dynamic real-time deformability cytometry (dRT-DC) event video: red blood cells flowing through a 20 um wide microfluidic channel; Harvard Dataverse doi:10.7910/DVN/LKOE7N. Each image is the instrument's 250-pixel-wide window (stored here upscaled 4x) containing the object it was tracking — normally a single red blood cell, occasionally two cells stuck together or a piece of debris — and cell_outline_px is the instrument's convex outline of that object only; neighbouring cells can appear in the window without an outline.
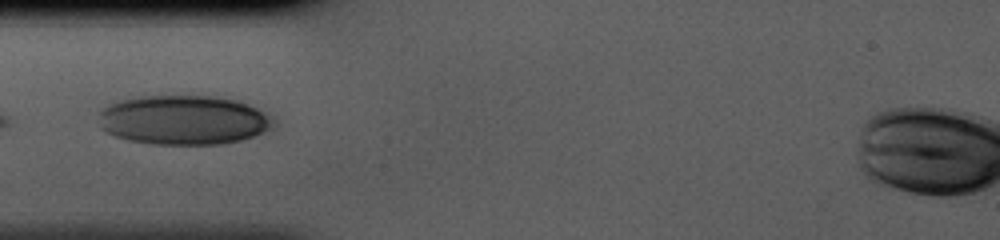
{"species": "human", "species_latin": "Homo sapiens", "temperature_condition": "cold", "stored_images_in_passage": 30, "camera_frame_rate_fps": 3000, "um_per_image_px": 0.085, "donor": {"sex": "male"}, "frame": {"image": 1, "passage_image": 1, "time_ms": 0.0, "image_size_px": [1000, 240], "cell_outline_px": [[276, 128], [240, 140], [224, 144], [152, 144], [128, 140], [116, 136], [100, 128], [100, 112], [104, 108], [120, 100], [144, 96], [212, 96], [236, 100], [248, 104], [276, 116]], "centroid_in_image_um": [15.7, 10.2], "position_along_channel_um": 69.3, "area_um2": 50.58}}
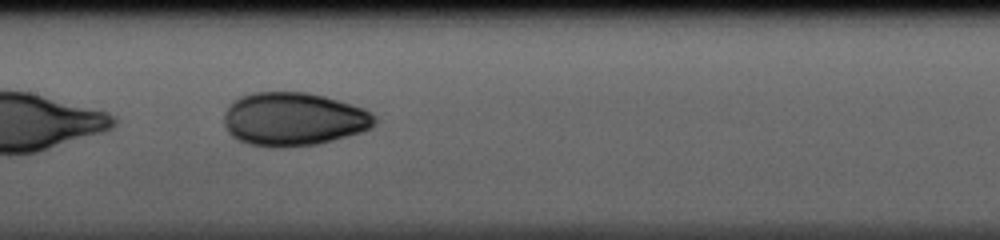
{"frame": {"image": 2, "passage_image": 9, "time_ms": 2.667, "image_size_px": [1000, 240], "cell_outline_px": [[376, 124], [372, 128], [360, 132], [332, 140], [316, 144], [284, 148], [272, 148], [248, 144], [232, 136], [224, 128], [224, 112], [228, 104], [240, 96], [252, 92], [308, 92], [324, 96], [352, 104], [364, 108], [376, 116]], "centroid_in_image_um": [24.93, 10.13], "position_along_channel_um": 182.5, "area_um2": 47.4}}
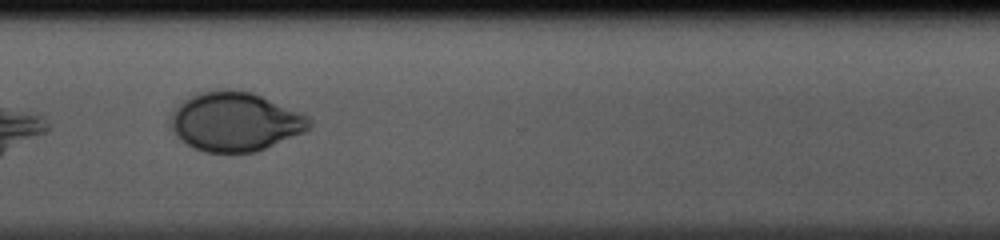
{"frame": {"image": 3, "passage_image": 21, "time_ms": 6.667, "image_size_px": [1000, 240], "cell_outline_px": [[312, 128], [304, 132], [256, 152], [204, 152], [188, 144], [172, 128], [172, 116], [176, 108], [184, 100], [192, 96], [204, 92], [252, 92], [308, 116], [312, 120]], "centroid_in_image_um": [20.06, 10.38], "position_along_channel_um": 350.5, "area_um2": 46.24}}